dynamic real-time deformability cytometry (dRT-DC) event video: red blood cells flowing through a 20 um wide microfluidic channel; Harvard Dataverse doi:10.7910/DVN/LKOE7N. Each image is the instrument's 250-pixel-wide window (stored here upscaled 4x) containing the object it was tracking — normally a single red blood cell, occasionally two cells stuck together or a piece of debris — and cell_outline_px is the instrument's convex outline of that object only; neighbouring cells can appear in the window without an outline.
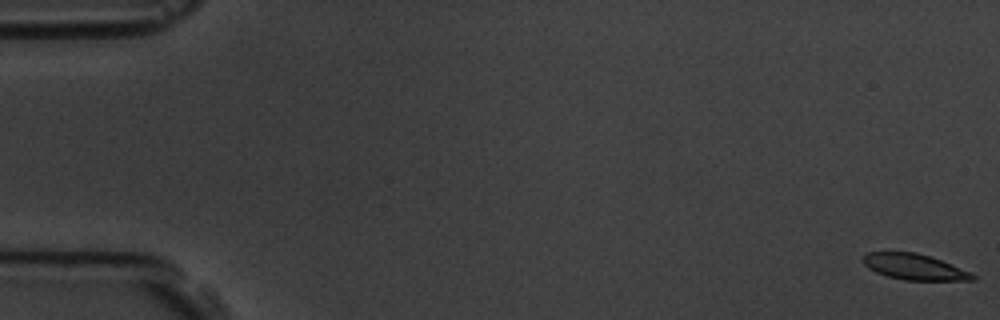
{"species": "common noctule bat (a hibernating species)", "species_latin": "Nyctalus noctula", "temperature_condition": "room temperature", "stored_images_in_passage": 5, "camera_frame_rate_fps": 3000, "um_per_image_px": 0.085, "animal": {"sex": "male", "body_mass_g": 19.5, "forearm_length_mm": 54.6}, "frame": {"image": 1, "passage_image": 1, "time_ms": 0.0, "image_size_px": [1000, 320], "cell_outline_px": [[976, 280], [904, 280], [888, 276], [876, 272], [868, 268], [860, 260], [860, 256], [868, 252], [916, 252], [940, 260], [972, 272], [976, 276]], "centroid_in_image_um": [77.68, 22.68], "position_along_channel_um": 7.3, "area_um2": 16.53}}
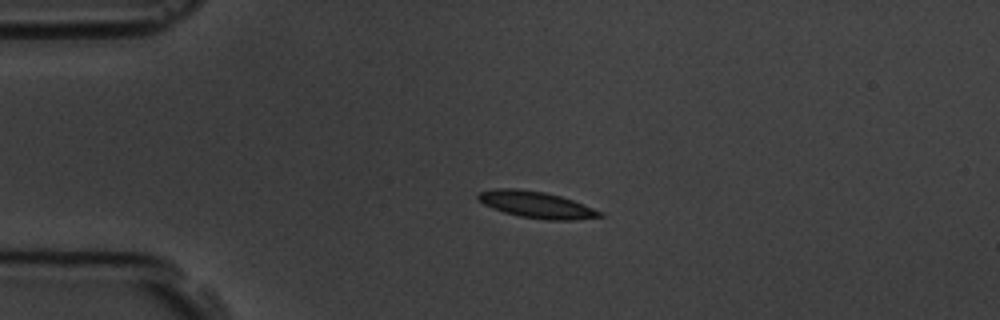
{"frame": {"image": 2, "passage_image": 4, "time_ms": 4.333, "image_size_px": [1000, 320], "cell_outline_px": [[604, 216], [572, 220], [548, 220], [520, 216], [504, 212], [492, 208], [484, 204], [476, 196], [480, 192], [496, 188], [516, 188], [544, 192], [560, 196], [572, 200], [604, 212]], "centroid_in_image_um": [45.6, 17.4], "position_along_channel_um": 39.4, "area_um2": 18.67}}